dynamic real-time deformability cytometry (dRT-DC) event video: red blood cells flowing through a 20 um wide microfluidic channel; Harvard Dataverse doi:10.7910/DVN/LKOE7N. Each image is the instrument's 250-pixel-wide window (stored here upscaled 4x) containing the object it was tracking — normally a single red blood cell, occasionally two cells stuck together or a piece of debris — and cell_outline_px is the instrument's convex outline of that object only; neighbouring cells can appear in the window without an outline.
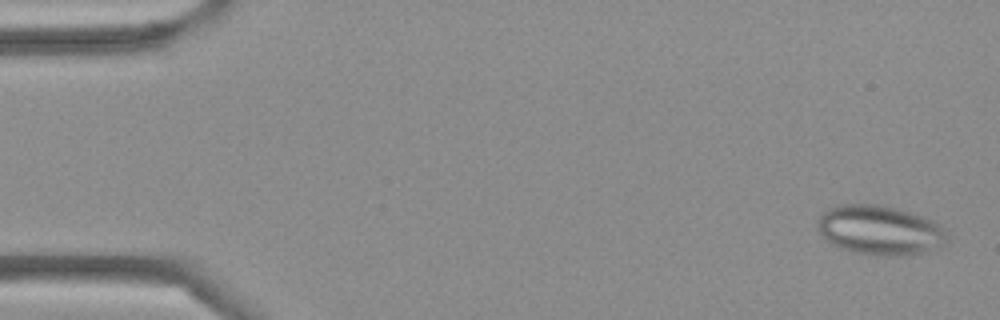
{"species": "Egyptian fruit bat (a non-hibernating species)", "species_latin": "Rousettus aegyptiacus", "temperature_condition": "cold", "stored_images_in_passage": 4, "camera_frame_rate_fps": 3000, "um_per_image_px": 0.085, "frame": {"image": 1, "passage_image": 1, "time_ms": 0.0, "image_size_px": [1000, 320], "cell_outline_px": [[944, 240], [940, 244], [924, 252], [900, 256], [880, 256], [852, 252], [832, 244], [820, 232], [816, 224], [816, 220], [828, 208], [840, 204], [880, 204], [896, 208], [924, 216], [932, 220], [944, 228]], "centroid_in_image_um": [74.72, 19.55], "position_along_channel_um": 10.3, "area_um2": 37.05}}